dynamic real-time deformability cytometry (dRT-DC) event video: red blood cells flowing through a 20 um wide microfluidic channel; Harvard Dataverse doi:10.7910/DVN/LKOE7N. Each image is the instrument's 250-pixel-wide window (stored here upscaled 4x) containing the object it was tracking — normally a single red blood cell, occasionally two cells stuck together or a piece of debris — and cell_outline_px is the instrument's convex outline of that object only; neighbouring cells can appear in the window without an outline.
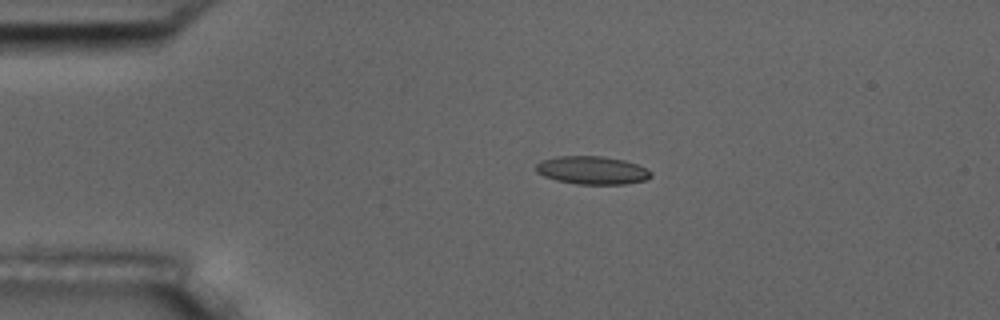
{"species": "common noctule bat (a hibernating species)", "species_latin": "Nyctalus noctula", "temperature_condition": "room temperature", "stored_images_in_passage": 3, "camera_frame_rate_fps": 3000, "um_per_image_px": 0.085, "animal": {"sex": "male", "body_mass_g": 17.5, "forearm_length_mm": 52.3}, "frame": {"image": 1, "passage_image": 2, "time_ms": 1.333, "image_size_px": [1000, 320], "cell_outline_px": [[652, 176], [644, 180], [624, 184], [576, 184], [556, 180], [544, 176], [536, 172], [536, 164], [540, 160], [556, 156], [600, 156], [624, 160], [636, 164], [652, 172]], "centroid_in_image_um": [50.29, 14.47], "position_along_channel_um": 34.7, "area_um2": 18.79}}